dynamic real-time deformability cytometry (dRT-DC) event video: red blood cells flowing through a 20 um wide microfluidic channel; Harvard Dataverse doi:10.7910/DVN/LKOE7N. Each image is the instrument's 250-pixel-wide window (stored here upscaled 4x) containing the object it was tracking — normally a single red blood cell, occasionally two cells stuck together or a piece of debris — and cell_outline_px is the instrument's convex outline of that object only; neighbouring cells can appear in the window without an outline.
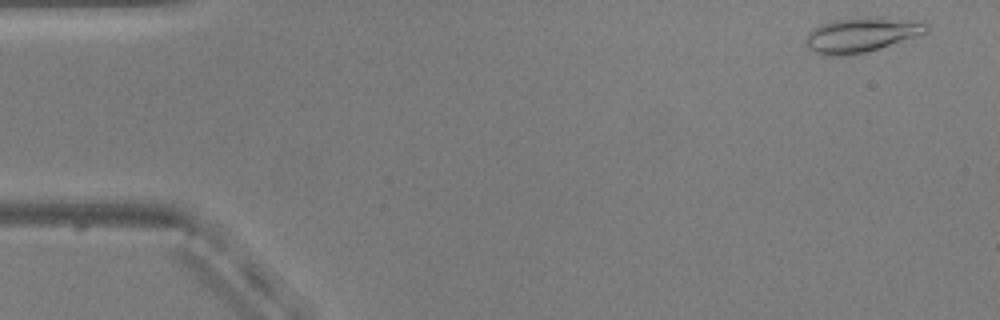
{"species": "common noctule bat (a hibernating species)", "species_latin": "Nyctalus noctula", "temperature_condition": "warm", "stored_images_in_passage": 50, "camera_frame_rate_fps": 3000, "um_per_image_px": 0.085, "animal": {"sex": "male", "body_mass_g": 20.5, "forearm_length_mm": 52.5}, "frame": {"image": 1, "passage_image": 3, "time_ms": 0.667, "image_size_px": [1000, 320], "cell_outline_px": [[928, 32], [880, 48], [864, 52], [844, 56], [824, 56], [808, 48], [808, 32], [824, 24], [836, 20], [868, 16], [908, 20], [928, 24]], "centroid_in_image_um": [73.23, 2.97], "position_along_channel_um": 11.8, "area_um2": 23.87}}
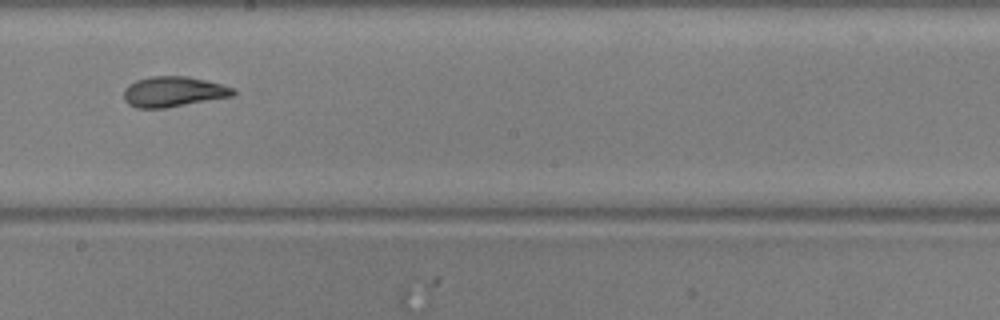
{"frame": {"image": 2, "passage_image": 30, "time_ms": 9.667, "image_size_px": [1000, 320], "cell_outline_px": [[236, 92], [232, 96], [168, 108], [136, 108], [128, 104], [124, 100], [124, 88], [128, 84], [136, 80], [152, 76], [188, 76], [236, 88]], "centroid_in_image_um": [14.72, 7.8], "position_along_channel_um": 233.5, "area_um2": 19.48}}
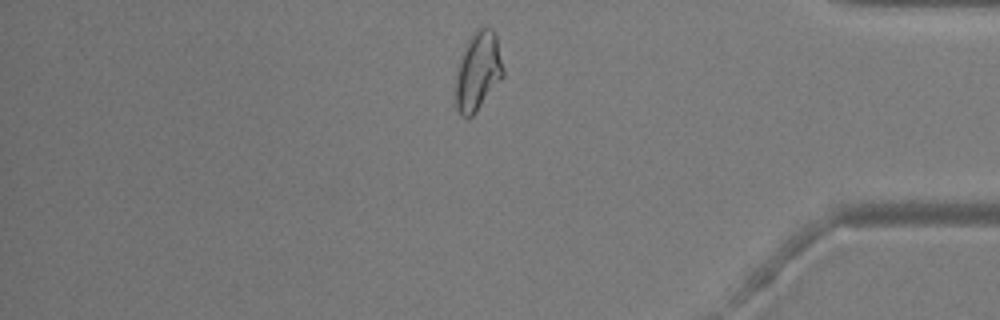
{"frame": {"image": 3, "passage_image": 45, "time_ms": 14.667, "image_size_px": [1000, 320], "cell_outline_px": [[504, 76], [476, 112], [472, 116], [460, 116], [456, 108], [456, 76], [460, 60], [464, 48], [468, 40], [476, 28], [492, 28], [496, 32], [504, 72]], "centroid_in_image_um": [40.64, 6.04], "position_along_channel_um": 394.6, "area_um2": 21.73}}